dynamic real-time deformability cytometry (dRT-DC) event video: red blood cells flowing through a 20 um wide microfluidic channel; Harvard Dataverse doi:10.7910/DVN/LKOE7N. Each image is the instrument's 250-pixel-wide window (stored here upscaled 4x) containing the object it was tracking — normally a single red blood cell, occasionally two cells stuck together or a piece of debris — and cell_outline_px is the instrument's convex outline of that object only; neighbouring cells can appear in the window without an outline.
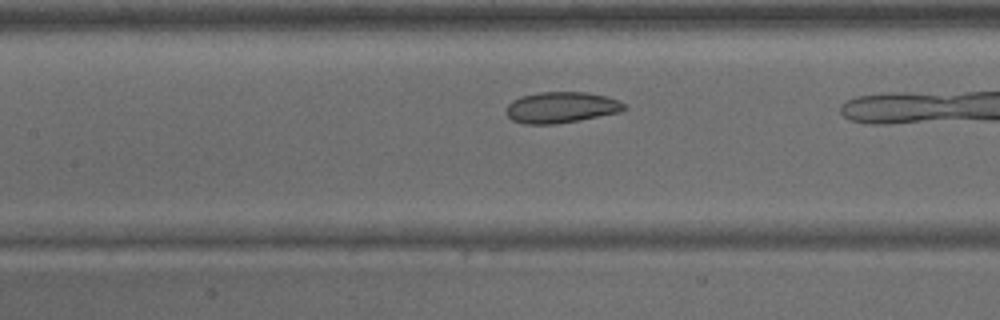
{"species": "common noctule bat (a hibernating species)", "species_latin": "Nyctalus noctula", "temperature_condition": "warm", "stored_images_in_passage": 9, "camera_frame_rate_fps": 3000, "um_per_image_px": 0.085, "animal": {"sex": "male", "body_mass_g": 15.6}, "frame": {"image": 1, "passage_image": 8, "time_ms": 2.333, "image_size_px": [1000, 320], "cell_outline_px": [[628, 108], [620, 112], [580, 120], [556, 124], [524, 124], [512, 120], [508, 116], [508, 104], [512, 100], [520, 96], [540, 92], [584, 92], [604, 96], [620, 100]], "centroid_in_image_um": [47.72, 9.13], "position_along_channel_um": 159.7, "area_um2": 21.33}}